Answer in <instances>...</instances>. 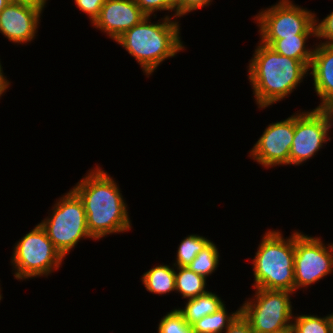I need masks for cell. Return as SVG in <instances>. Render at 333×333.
Wrapping results in <instances>:
<instances>
[{"mask_svg": "<svg viewBox=\"0 0 333 333\" xmlns=\"http://www.w3.org/2000/svg\"><path fill=\"white\" fill-rule=\"evenodd\" d=\"M278 333H295L294 329L292 327L284 330V331H281V332H278Z\"/></svg>", "mask_w": 333, "mask_h": 333, "instance_id": "obj_33", "label": "cell"}, {"mask_svg": "<svg viewBox=\"0 0 333 333\" xmlns=\"http://www.w3.org/2000/svg\"><path fill=\"white\" fill-rule=\"evenodd\" d=\"M212 2L213 0H180V18L200 8H206Z\"/></svg>", "mask_w": 333, "mask_h": 333, "instance_id": "obj_27", "label": "cell"}, {"mask_svg": "<svg viewBox=\"0 0 333 333\" xmlns=\"http://www.w3.org/2000/svg\"><path fill=\"white\" fill-rule=\"evenodd\" d=\"M316 39L320 40L319 43L333 46V10L323 19L319 20L316 15Z\"/></svg>", "mask_w": 333, "mask_h": 333, "instance_id": "obj_24", "label": "cell"}, {"mask_svg": "<svg viewBox=\"0 0 333 333\" xmlns=\"http://www.w3.org/2000/svg\"><path fill=\"white\" fill-rule=\"evenodd\" d=\"M8 0H0V12L8 5Z\"/></svg>", "mask_w": 333, "mask_h": 333, "instance_id": "obj_32", "label": "cell"}, {"mask_svg": "<svg viewBox=\"0 0 333 333\" xmlns=\"http://www.w3.org/2000/svg\"><path fill=\"white\" fill-rule=\"evenodd\" d=\"M257 13L253 19L259 28V41L267 46L274 40L297 34H316L314 11L295 4L293 0H279Z\"/></svg>", "mask_w": 333, "mask_h": 333, "instance_id": "obj_7", "label": "cell"}, {"mask_svg": "<svg viewBox=\"0 0 333 333\" xmlns=\"http://www.w3.org/2000/svg\"><path fill=\"white\" fill-rule=\"evenodd\" d=\"M310 37L316 38L317 34H297L295 37H285L274 40L269 47L280 55L303 62L309 68L315 47L306 45Z\"/></svg>", "mask_w": 333, "mask_h": 333, "instance_id": "obj_16", "label": "cell"}, {"mask_svg": "<svg viewBox=\"0 0 333 333\" xmlns=\"http://www.w3.org/2000/svg\"><path fill=\"white\" fill-rule=\"evenodd\" d=\"M186 301L184 307H177L176 309L190 326L204 316L213 314L225 304V301L212 291H207L195 298L186 299Z\"/></svg>", "mask_w": 333, "mask_h": 333, "instance_id": "obj_15", "label": "cell"}, {"mask_svg": "<svg viewBox=\"0 0 333 333\" xmlns=\"http://www.w3.org/2000/svg\"><path fill=\"white\" fill-rule=\"evenodd\" d=\"M10 258L13 277L18 281L50 276L62 267L65 258L38 223L15 243Z\"/></svg>", "mask_w": 333, "mask_h": 333, "instance_id": "obj_6", "label": "cell"}, {"mask_svg": "<svg viewBox=\"0 0 333 333\" xmlns=\"http://www.w3.org/2000/svg\"><path fill=\"white\" fill-rule=\"evenodd\" d=\"M220 253L213 241H210L202 251L187 266L190 270L207 279L219 267Z\"/></svg>", "mask_w": 333, "mask_h": 333, "instance_id": "obj_20", "label": "cell"}, {"mask_svg": "<svg viewBox=\"0 0 333 333\" xmlns=\"http://www.w3.org/2000/svg\"><path fill=\"white\" fill-rule=\"evenodd\" d=\"M291 327L295 333H331L330 314L323 317L314 314H295Z\"/></svg>", "mask_w": 333, "mask_h": 333, "instance_id": "obj_22", "label": "cell"}, {"mask_svg": "<svg viewBox=\"0 0 333 333\" xmlns=\"http://www.w3.org/2000/svg\"><path fill=\"white\" fill-rule=\"evenodd\" d=\"M0 286H1V283H0ZM2 287H0V302H1V300L3 299V296H2V294H1V292H2Z\"/></svg>", "mask_w": 333, "mask_h": 333, "instance_id": "obj_35", "label": "cell"}, {"mask_svg": "<svg viewBox=\"0 0 333 333\" xmlns=\"http://www.w3.org/2000/svg\"><path fill=\"white\" fill-rule=\"evenodd\" d=\"M8 2L32 7H46L48 0H8Z\"/></svg>", "mask_w": 333, "mask_h": 333, "instance_id": "obj_30", "label": "cell"}, {"mask_svg": "<svg viewBox=\"0 0 333 333\" xmlns=\"http://www.w3.org/2000/svg\"><path fill=\"white\" fill-rule=\"evenodd\" d=\"M40 225L65 259L81 240H94L87 227L84 204L72 189L55 201Z\"/></svg>", "mask_w": 333, "mask_h": 333, "instance_id": "obj_5", "label": "cell"}, {"mask_svg": "<svg viewBox=\"0 0 333 333\" xmlns=\"http://www.w3.org/2000/svg\"><path fill=\"white\" fill-rule=\"evenodd\" d=\"M157 328V333H194L176 308L161 318Z\"/></svg>", "mask_w": 333, "mask_h": 333, "instance_id": "obj_23", "label": "cell"}, {"mask_svg": "<svg viewBox=\"0 0 333 333\" xmlns=\"http://www.w3.org/2000/svg\"><path fill=\"white\" fill-rule=\"evenodd\" d=\"M224 304L213 314L204 316L191 325L194 333H223L226 328L241 313V307L231 313L227 312Z\"/></svg>", "mask_w": 333, "mask_h": 333, "instance_id": "obj_19", "label": "cell"}, {"mask_svg": "<svg viewBox=\"0 0 333 333\" xmlns=\"http://www.w3.org/2000/svg\"><path fill=\"white\" fill-rule=\"evenodd\" d=\"M295 132V113L288 118L268 124L260 138L249 150L250 159L264 169L290 165V150Z\"/></svg>", "mask_w": 333, "mask_h": 333, "instance_id": "obj_11", "label": "cell"}, {"mask_svg": "<svg viewBox=\"0 0 333 333\" xmlns=\"http://www.w3.org/2000/svg\"><path fill=\"white\" fill-rule=\"evenodd\" d=\"M44 9L8 3L0 12V33L15 45L31 43L38 36Z\"/></svg>", "mask_w": 333, "mask_h": 333, "instance_id": "obj_12", "label": "cell"}, {"mask_svg": "<svg viewBox=\"0 0 333 333\" xmlns=\"http://www.w3.org/2000/svg\"><path fill=\"white\" fill-rule=\"evenodd\" d=\"M3 72H4L3 66L0 61V99L2 96H4L3 94H5L6 91L8 90V88L11 86V81H9L7 79V77L5 76V73H3Z\"/></svg>", "mask_w": 333, "mask_h": 333, "instance_id": "obj_31", "label": "cell"}, {"mask_svg": "<svg viewBox=\"0 0 333 333\" xmlns=\"http://www.w3.org/2000/svg\"><path fill=\"white\" fill-rule=\"evenodd\" d=\"M106 0H74L79 11L85 13L90 19L91 25L99 17L101 8Z\"/></svg>", "mask_w": 333, "mask_h": 333, "instance_id": "obj_25", "label": "cell"}, {"mask_svg": "<svg viewBox=\"0 0 333 333\" xmlns=\"http://www.w3.org/2000/svg\"><path fill=\"white\" fill-rule=\"evenodd\" d=\"M211 240L199 234H190L178 244L174 264L178 267H187L191 264L196 255L204 249Z\"/></svg>", "mask_w": 333, "mask_h": 333, "instance_id": "obj_21", "label": "cell"}, {"mask_svg": "<svg viewBox=\"0 0 333 333\" xmlns=\"http://www.w3.org/2000/svg\"><path fill=\"white\" fill-rule=\"evenodd\" d=\"M136 4L141 8L142 12L152 18L156 17V13L158 11L164 12V0H135Z\"/></svg>", "mask_w": 333, "mask_h": 333, "instance_id": "obj_26", "label": "cell"}, {"mask_svg": "<svg viewBox=\"0 0 333 333\" xmlns=\"http://www.w3.org/2000/svg\"><path fill=\"white\" fill-rule=\"evenodd\" d=\"M164 11H168V18H180V0H164ZM169 12H174L173 14L169 15Z\"/></svg>", "mask_w": 333, "mask_h": 333, "instance_id": "obj_29", "label": "cell"}, {"mask_svg": "<svg viewBox=\"0 0 333 333\" xmlns=\"http://www.w3.org/2000/svg\"><path fill=\"white\" fill-rule=\"evenodd\" d=\"M179 19L166 15L157 22L146 16L139 24L115 40L142 68L149 78L166 59L186 50L182 41Z\"/></svg>", "mask_w": 333, "mask_h": 333, "instance_id": "obj_3", "label": "cell"}, {"mask_svg": "<svg viewBox=\"0 0 333 333\" xmlns=\"http://www.w3.org/2000/svg\"><path fill=\"white\" fill-rule=\"evenodd\" d=\"M292 232L285 238L282 231L269 229L262 236L251 262L253 288L295 293V230Z\"/></svg>", "mask_w": 333, "mask_h": 333, "instance_id": "obj_4", "label": "cell"}, {"mask_svg": "<svg viewBox=\"0 0 333 333\" xmlns=\"http://www.w3.org/2000/svg\"><path fill=\"white\" fill-rule=\"evenodd\" d=\"M145 17L135 0H106L92 26L115 41Z\"/></svg>", "mask_w": 333, "mask_h": 333, "instance_id": "obj_13", "label": "cell"}, {"mask_svg": "<svg viewBox=\"0 0 333 333\" xmlns=\"http://www.w3.org/2000/svg\"><path fill=\"white\" fill-rule=\"evenodd\" d=\"M247 66V76L259 109L284 100L309 74L301 61L280 55L258 41Z\"/></svg>", "mask_w": 333, "mask_h": 333, "instance_id": "obj_2", "label": "cell"}, {"mask_svg": "<svg viewBox=\"0 0 333 333\" xmlns=\"http://www.w3.org/2000/svg\"><path fill=\"white\" fill-rule=\"evenodd\" d=\"M71 189L84 204L87 227L95 241L132 229L129 207L119 184L98 164Z\"/></svg>", "mask_w": 333, "mask_h": 333, "instance_id": "obj_1", "label": "cell"}, {"mask_svg": "<svg viewBox=\"0 0 333 333\" xmlns=\"http://www.w3.org/2000/svg\"><path fill=\"white\" fill-rule=\"evenodd\" d=\"M330 320H331V333H333V313L330 314Z\"/></svg>", "mask_w": 333, "mask_h": 333, "instance_id": "obj_34", "label": "cell"}, {"mask_svg": "<svg viewBox=\"0 0 333 333\" xmlns=\"http://www.w3.org/2000/svg\"><path fill=\"white\" fill-rule=\"evenodd\" d=\"M206 281L207 279L188 267L175 266L176 293L182 295L183 299L195 298L206 293L208 291Z\"/></svg>", "mask_w": 333, "mask_h": 333, "instance_id": "obj_18", "label": "cell"}, {"mask_svg": "<svg viewBox=\"0 0 333 333\" xmlns=\"http://www.w3.org/2000/svg\"><path fill=\"white\" fill-rule=\"evenodd\" d=\"M252 298H246L242 315L250 322L254 333H278L292 326L294 294L285 290L253 288Z\"/></svg>", "mask_w": 333, "mask_h": 333, "instance_id": "obj_8", "label": "cell"}, {"mask_svg": "<svg viewBox=\"0 0 333 333\" xmlns=\"http://www.w3.org/2000/svg\"><path fill=\"white\" fill-rule=\"evenodd\" d=\"M145 289L156 295L176 293L175 287V265H155L143 273L141 277Z\"/></svg>", "mask_w": 333, "mask_h": 333, "instance_id": "obj_17", "label": "cell"}, {"mask_svg": "<svg viewBox=\"0 0 333 333\" xmlns=\"http://www.w3.org/2000/svg\"><path fill=\"white\" fill-rule=\"evenodd\" d=\"M295 230V293L333 273V243Z\"/></svg>", "mask_w": 333, "mask_h": 333, "instance_id": "obj_10", "label": "cell"}, {"mask_svg": "<svg viewBox=\"0 0 333 333\" xmlns=\"http://www.w3.org/2000/svg\"><path fill=\"white\" fill-rule=\"evenodd\" d=\"M224 333H254L250 322L240 313L224 330Z\"/></svg>", "mask_w": 333, "mask_h": 333, "instance_id": "obj_28", "label": "cell"}, {"mask_svg": "<svg viewBox=\"0 0 333 333\" xmlns=\"http://www.w3.org/2000/svg\"><path fill=\"white\" fill-rule=\"evenodd\" d=\"M314 52L309 67L314 91L320 98L316 108L333 109V46L314 42Z\"/></svg>", "mask_w": 333, "mask_h": 333, "instance_id": "obj_14", "label": "cell"}, {"mask_svg": "<svg viewBox=\"0 0 333 333\" xmlns=\"http://www.w3.org/2000/svg\"><path fill=\"white\" fill-rule=\"evenodd\" d=\"M297 112V113H296ZM295 112V132L290 150V165L300 166L314 158L331 141L333 109L314 108Z\"/></svg>", "mask_w": 333, "mask_h": 333, "instance_id": "obj_9", "label": "cell"}]
</instances>
